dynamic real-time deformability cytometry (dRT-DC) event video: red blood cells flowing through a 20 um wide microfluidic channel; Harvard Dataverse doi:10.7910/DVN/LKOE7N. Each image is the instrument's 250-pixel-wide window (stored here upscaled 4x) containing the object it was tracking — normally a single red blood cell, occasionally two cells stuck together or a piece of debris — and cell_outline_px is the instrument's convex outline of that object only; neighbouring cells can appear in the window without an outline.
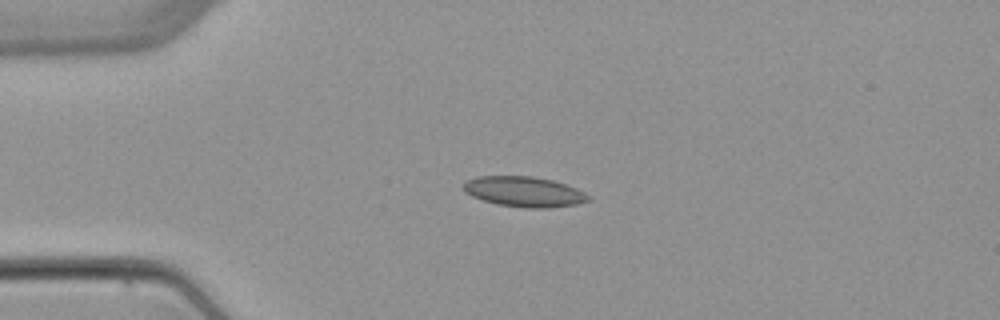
{"species": "common noctule bat (a hibernating species)", "species_latin": "Nyctalus noctula", "temperature_condition": "warm", "stored_images_in_passage": 4, "camera_frame_rate_fps": 3000, "um_per_image_px": 0.085, "animal": {"sex": "female", "body_mass_g": 22.7, "forearm_length_mm": 54.2}, "frame": {"image": 1, "passage_image": 3, "time_ms": 2.667, "image_size_px": [1000, 320], "cell_outline_px": [[592, 200], [576, 204], [548, 208], [524, 208], [496, 204], [472, 196], [464, 192], [460, 184], [464, 180], [476, 176], [532, 176], [552, 180], [576, 188], [592, 196]], "centroid_in_image_um": [44.51, 16.29], "position_along_channel_um": 40.5, "area_um2": 22.37}}